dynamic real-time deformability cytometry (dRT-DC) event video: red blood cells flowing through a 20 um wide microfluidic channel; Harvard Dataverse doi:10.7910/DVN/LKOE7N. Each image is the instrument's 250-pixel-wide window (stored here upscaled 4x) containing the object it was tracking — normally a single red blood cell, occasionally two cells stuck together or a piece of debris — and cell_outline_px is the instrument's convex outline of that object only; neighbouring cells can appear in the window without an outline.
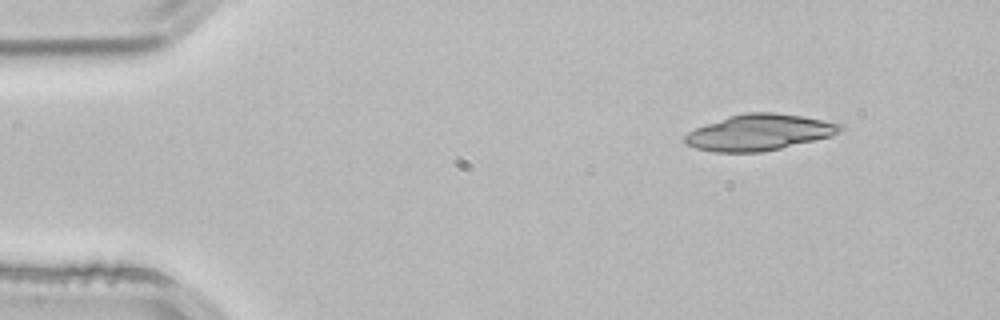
{"species": "common noctule bat (a hibernating species)", "species_latin": "Nyctalus noctula", "temperature_condition": "room temperature", "stored_images_in_passage": 4, "camera_frame_rate_fps": 3000, "um_per_image_px": 0.085, "animal": {"sex": "male", "body_mass_g": 21.5, "forearm_length_mm": 52.0}, "frame": {"image": 1, "passage_image": 1, "time_ms": 0.0, "image_size_px": [1000, 320], "cell_outline_px": [[844, 128], [832, 136], [780, 148], [760, 152], [712, 152], [696, 148], [688, 144], [684, 140], [684, 136], [688, 132], [704, 124], [728, 116], [744, 112], [772, 112], [804, 116], [844, 124]], "centroid_in_image_um": [64.54, 11.24], "position_along_channel_um": 20.5, "area_um2": 32.71}}